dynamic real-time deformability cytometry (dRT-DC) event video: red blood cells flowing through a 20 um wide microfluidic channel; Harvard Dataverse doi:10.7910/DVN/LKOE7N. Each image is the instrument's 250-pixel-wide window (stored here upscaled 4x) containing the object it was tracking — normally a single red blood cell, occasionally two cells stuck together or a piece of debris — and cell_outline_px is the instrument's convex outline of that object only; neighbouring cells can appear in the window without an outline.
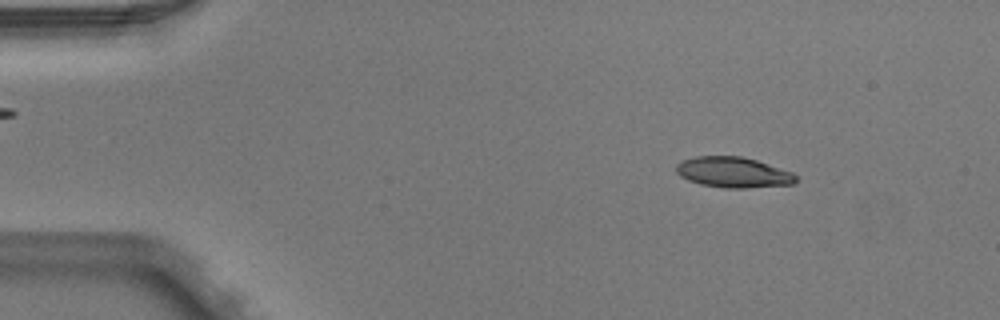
{"species": "Egyptian fruit bat (a non-hibernating species)", "species_latin": "Rousettus aegyptiacus", "temperature_condition": "warm", "stored_images_in_passage": 5, "segment_of_instrument_passage": [1, 2], "camera_frame_rate_fps": 3000, "um_per_image_px": 0.085, "animal": {"sex": "male"}, "frame": {"image": 1, "passage_image": 2, "time_ms": 0.333, "image_size_px": [1000, 320], "cell_outline_px": [[796, 180], [792, 184], [748, 188], [724, 188], [700, 184], [688, 180], [680, 176], [676, 172], [676, 164], [684, 160], [696, 156], [740, 156], [756, 160], [792, 172], [796, 176]], "centroid_in_image_um": [62.3, 14.65], "position_along_channel_um": 22.7, "area_um2": 21.21}}